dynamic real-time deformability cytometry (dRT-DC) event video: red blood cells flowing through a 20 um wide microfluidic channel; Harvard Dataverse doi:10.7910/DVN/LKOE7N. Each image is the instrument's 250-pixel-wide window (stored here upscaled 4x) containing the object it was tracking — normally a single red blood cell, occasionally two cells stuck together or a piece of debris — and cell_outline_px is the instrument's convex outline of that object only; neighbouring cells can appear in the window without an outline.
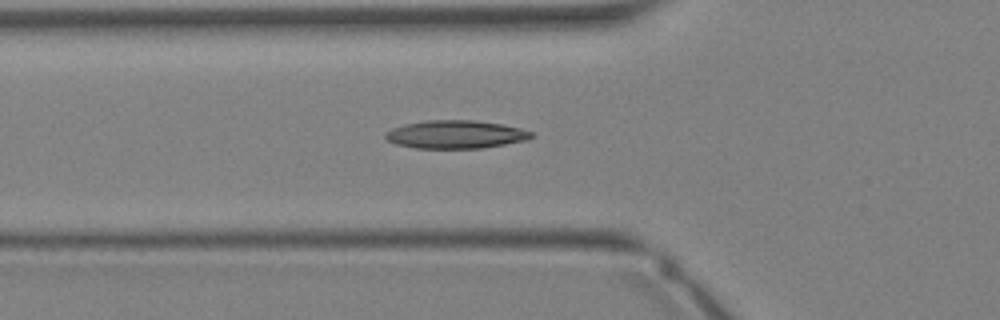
{"species": "Egyptian fruit bat (a non-hibernating species)", "species_latin": "Rousettus aegyptiacus", "temperature_condition": "warm", "stored_images_in_passage": 22, "camera_frame_rate_fps": 3000, "um_per_image_px": 0.085, "animal": {"sex": "female"}, "frame": {"image": 1, "passage_image": 3, "time_ms": 0.667, "image_size_px": [1000, 320], "cell_outline_px": [[532, 136], [528, 140], [480, 148], [416, 148], [396, 144], [388, 140], [384, 136], [392, 128], [404, 124], [428, 120], [476, 120], [500, 124], [520, 128], [532, 132]], "centroid_in_image_um": [38.73, 11.42], "position_along_channel_um": 87.1, "area_um2": 23.7}}
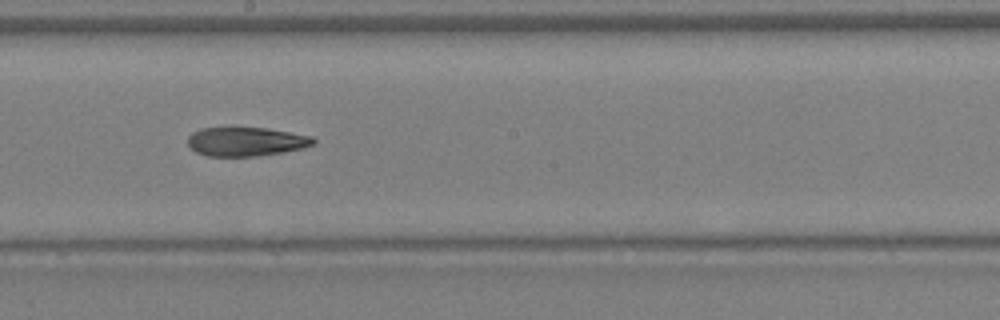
{"frame": {"image": 2, "passage_image": 10, "time_ms": 3.0, "image_size_px": [1000, 320], "cell_outline_px": [[316, 144], [304, 148], [284, 152], [256, 156], [208, 156], [196, 152], [188, 144], [188, 136], [192, 132], [200, 128], [268, 128], [312, 136], [316, 140]], "centroid_in_image_um": [20.95, 12.04], "position_along_channel_um": 227.3, "area_um2": 21.27}}
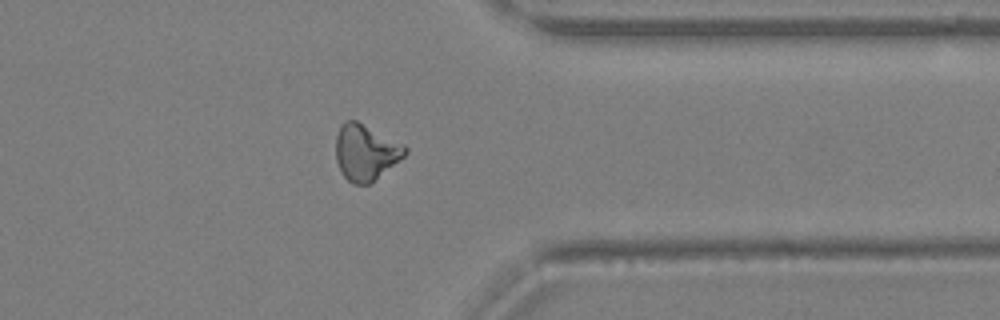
{"frame": {"image": 3, "passage_image": 18, "time_ms": 5.667, "image_size_px": [1000, 320], "cell_outline_px": [[408, 152], [400, 160], [368, 184], [352, 184], [344, 176], [336, 160], [336, 136], [340, 124], [344, 120], [356, 120], [404, 144], [408, 148]], "centroid_in_image_um": [31.07, 12.92], "position_along_channel_um": 380.3, "area_um2": 22.48}}